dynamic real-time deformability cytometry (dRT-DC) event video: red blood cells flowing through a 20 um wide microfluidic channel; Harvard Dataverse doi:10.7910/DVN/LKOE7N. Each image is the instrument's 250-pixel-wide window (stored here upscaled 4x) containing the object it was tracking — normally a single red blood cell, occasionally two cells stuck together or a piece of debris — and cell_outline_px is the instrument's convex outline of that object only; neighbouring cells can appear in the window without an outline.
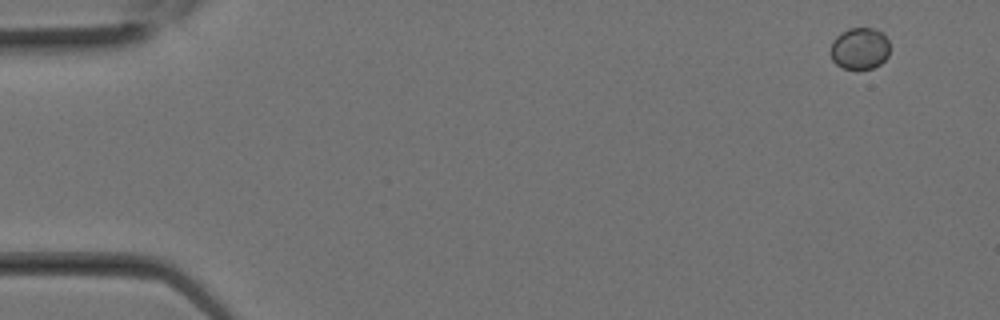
{"species": "Egyptian fruit bat (a non-hibernating species)", "species_latin": "Rousettus aegyptiacus", "temperature_condition": "room temperature", "stored_images_in_passage": 8, "camera_frame_rate_fps": 3000, "um_per_image_px": 0.085, "animal": {"sex": "female"}, "frame": {"image": 1, "passage_image": 1, "time_ms": 0.0, "image_size_px": [1000, 320], "cell_outline_px": [[888, 56], [880, 64], [872, 68], [844, 68], [836, 64], [832, 60], [828, 52], [832, 40], [840, 32], [848, 28], [872, 28], [880, 32], [888, 40]], "centroid_in_image_um": [73.01, 4.11], "position_along_channel_um": 12.0, "area_um2": 14.45}}
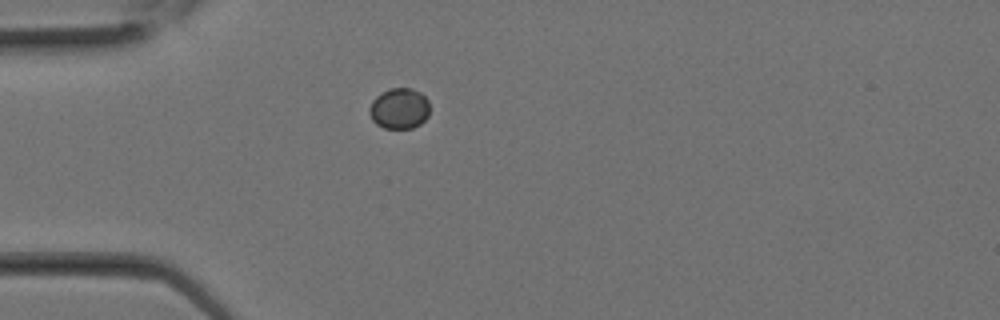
{"frame": {"image": 2, "passage_image": 7, "time_ms": 2.0, "image_size_px": [1000, 320], "cell_outline_px": [[428, 116], [420, 124], [412, 128], [384, 128], [376, 124], [372, 120], [368, 112], [368, 108], [372, 100], [376, 96], [392, 88], [412, 88], [420, 92], [428, 100]], "centroid_in_image_um": [33.92, 9.23], "position_along_channel_um": 51.1, "area_um2": 14.33}}